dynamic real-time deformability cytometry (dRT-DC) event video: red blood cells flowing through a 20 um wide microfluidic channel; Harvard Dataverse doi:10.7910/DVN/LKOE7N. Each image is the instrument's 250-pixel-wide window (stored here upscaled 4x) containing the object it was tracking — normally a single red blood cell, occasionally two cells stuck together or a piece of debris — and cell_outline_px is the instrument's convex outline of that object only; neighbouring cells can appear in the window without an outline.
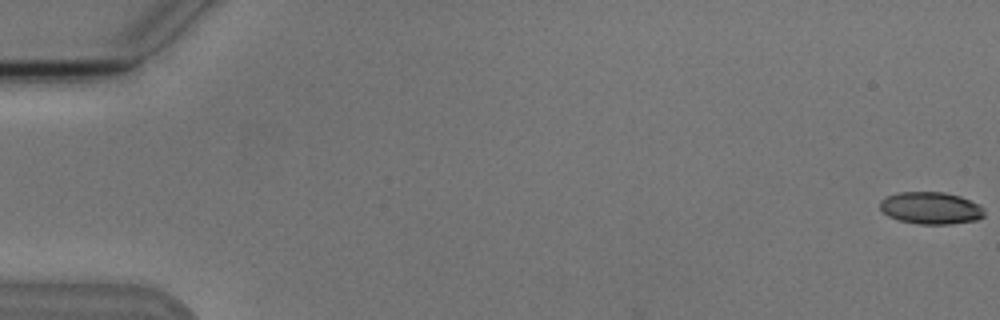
{"species": "Egyptian fruit bat (a non-hibernating species)", "species_latin": "Rousettus aegyptiacus", "temperature_condition": "cold", "stored_images_in_passage": 11, "camera_frame_rate_fps": 3000, "um_per_image_px": 0.085, "animal": {"sex": "male"}, "frame": {"image": 1, "passage_image": 1, "time_ms": 0.0, "image_size_px": [1000, 320], "cell_outline_px": [[984, 216], [976, 220], [948, 224], [920, 224], [900, 220], [888, 216], [880, 208], [880, 200], [896, 192], [944, 192], [960, 196], [980, 204], [984, 208]], "centroid_in_image_um": [79.13, 17.67], "position_along_channel_um": 5.9, "area_um2": 19.54}}
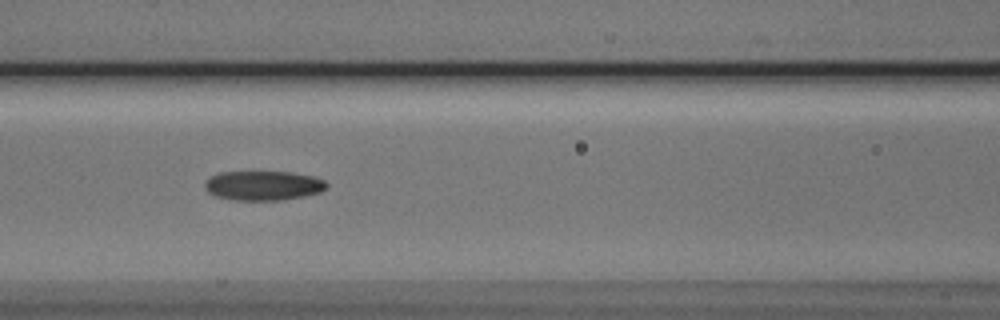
{"frame": {"image": 2, "passage_image": 7, "time_ms": 8.0, "image_size_px": [1000, 320], "cell_outline_px": [[328, 188], [320, 192], [304, 196], [284, 200], [232, 200], [216, 196], [208, 192], [204, 188], [204, 184], [212, 176], [220, 172], [292, 172], [312, 176], [324, 180], [328, 184]], "centroid_in_image_um": [22.4, 15.78], "position_along_channel_um": 144.2, "area_um2": 20.98}}
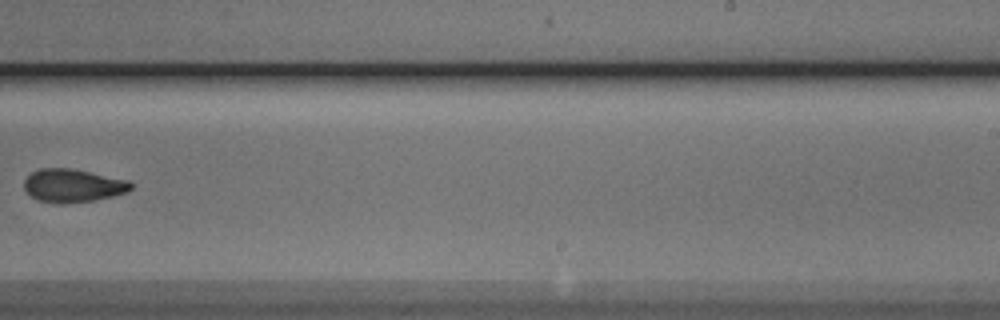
{"frame": {"image": 3, "passage_image": 10, "time_ms": 11.667, "image_size_px": [1000, 320], "cell_outline_px": [[132, 188], [128, 192], [96, 200], [68, 204], [60, 204], [40, 200], [32, 196], [24, 188], [24, 180], [32, 172], [40, 168], [72, 168], [128, 180], [132, 184]], "centroid_in_image_um": [6.21, 15.78], "position_along_channel_um": 282.8, "area_um2": 20.69}}